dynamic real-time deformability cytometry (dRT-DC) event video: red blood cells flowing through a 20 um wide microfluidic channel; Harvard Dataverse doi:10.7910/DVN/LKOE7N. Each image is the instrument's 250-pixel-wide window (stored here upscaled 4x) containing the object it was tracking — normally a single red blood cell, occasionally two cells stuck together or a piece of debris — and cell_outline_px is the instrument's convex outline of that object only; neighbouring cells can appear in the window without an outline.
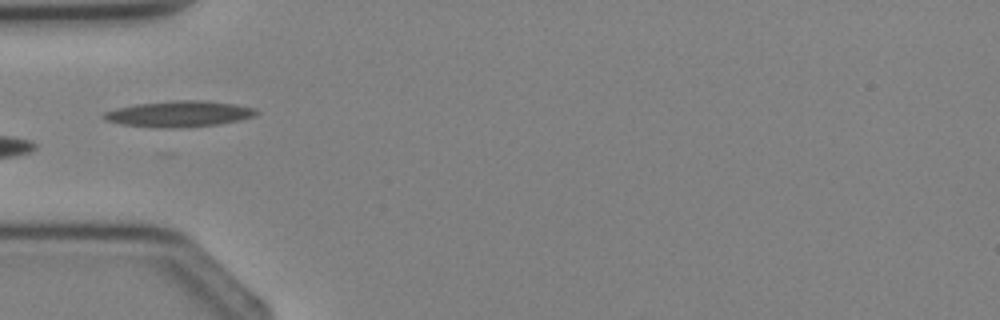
{"species": "Egyptian fruit bat (a non-hibernating species)", "species_latin": "Rousettus aegyptiacus", "temperature_condition": "cold", "stored_images_in_passage": 2, "camera_frame_rate_fps": 3000, "um_per_image_px": 0.085, "animal": {"sex": "female"}, "frame": {"image": 1, "passage_image": 2, "time_ms": 2.0, "image_size_px": [1000, 320], "cell_outline_px": [[260, 112], [252, 116], [240, 120], [216, 124], [180, 128], [164, 128], [120, 124], [104, 120], [100, 116], [104, 112], [116, 108], [136, 104], [176, 100], [200, 100], [236, 104], [256, 108]], "centroid_in_image_um": [15.19, 9.68], "position_along_channel_um": 69.8, "area_um2": 23.12}}